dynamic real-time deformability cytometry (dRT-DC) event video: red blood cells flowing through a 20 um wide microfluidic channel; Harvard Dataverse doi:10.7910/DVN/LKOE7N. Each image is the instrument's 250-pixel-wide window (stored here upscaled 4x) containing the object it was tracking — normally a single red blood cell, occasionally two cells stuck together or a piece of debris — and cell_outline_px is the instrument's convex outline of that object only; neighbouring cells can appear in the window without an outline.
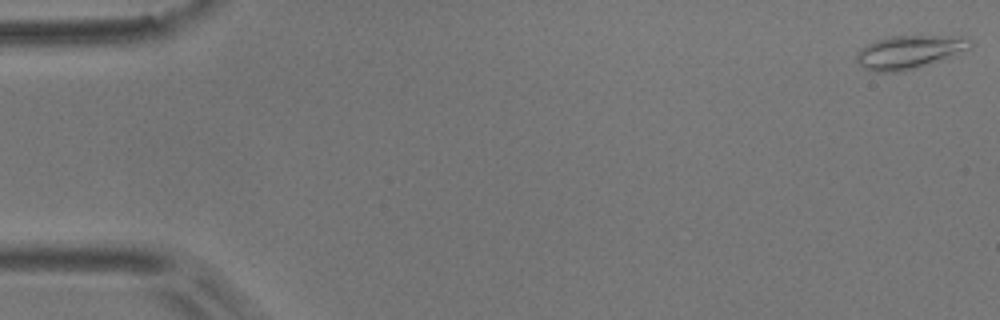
{"species": "common noctule bat (a hibernating species)", "species_latin": "Nyctalus noctula", "temperature_condition": "room temperature", "stored_images_in_passage": 42, "camera_frame_rate_fps": 3000, "um_per_image_px": 0.085, "animal": {"sex": "male", "body_mass_g": 17.9}, "frame": {"image": 1, "passage_image": 1, "time_ms": 0.0, "image_size_px": [1000, 320], "cell_outline_px": [[972, 44], [960, 56], [932, 64], [896, 72], [876, 72], [864, 68], [856, 60], [856, 52], [860, 48], [876, 40], [892, 36], [968, 36], [972, 40]], "centroid_in_image_um": [77.37, 4.42], "position_along_channel_um": 7.6, "area_um2": 22.54}}
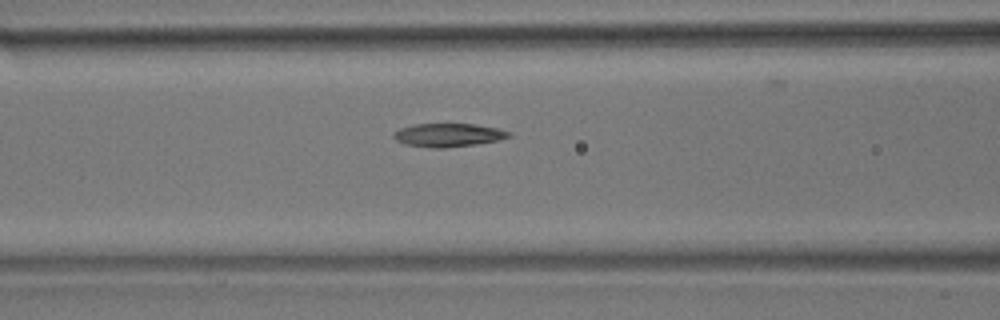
{"frame": {"image": 2, "passage_image": 22, "time_ms": 7.0, "image_size_px": [1000, 320], "cell_outline_px": [[512, 136], [500, 140], [476, 144], [444, 148], [432, 148], [404, 144], [396, 140], [392, 136], [392, 132], [400, 128], [416, 124], [472, 124], [496, 128], [512, 132]], "centroid_in_image_um": [38.09, 11.48], "position_along_channel_um": 128.5, "area_um2": 15.78}}
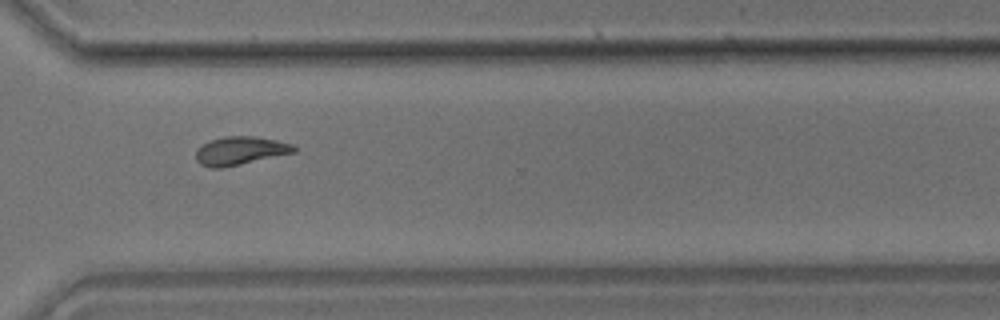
{"frame": {"image": 3, "passage_image": 40, "time_ms": 13.0, "image_size_px": [1000, 320], "cell_outline_px": [[296, 152], [224, 168], [208, 168], [200, 164], [196, 160], [196, 148], [212, 140], [224, 136], [256, 136], [276, 140], [292, 144], [296, 148]], "centroid_in_image_um": [20.4, 12.82], "position_along_channel_um": 350.2, "area_um2": 16.3}, "authors_computed_cell_mechanics": {"area_um2": 16.1551, "velocity_mm_per_s": 3.6968, "shape_relaxation_time_tau1_ms": null, "shape_relaxation_time_tau2_ms": 4.8774, "deformation_change_tau1": null, "deformation_change_tau2": 0.093}}